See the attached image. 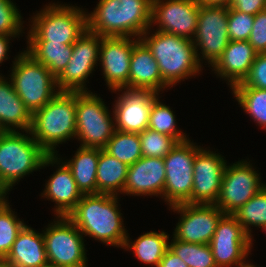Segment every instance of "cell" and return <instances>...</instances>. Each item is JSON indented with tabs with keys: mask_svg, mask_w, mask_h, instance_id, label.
Wrapping results in <instances>:
<instances>
[{
	"mask_svg": "<svg viewBox=\"0 0 266 267\" xmlns=\"http://www.w3.org/2000/svg\"><path fill=\"white\" fill-rule=\"evenodd\" d=\"M117 200V196L109 194L83 195L67 217L85 236L123 248L129 235Z\"/></svg>",
	"mask_w": 266,
	"mask_h": 267,
	"instance_id": "6da1fadb",
	"label": "cell"
},
{
	"mask_svg": "<svg viewBox=\"0 0 266 267\" xmlns=\"http://www.w3.org/2000/svg\"><path fill=\"white\" fill-rule=\"evenodd\" d=\"M152 0H99L87 29L102 37H136L151 26Z\"/></svg>",
	"mask_w": 266,
	"mask_h": 267,
	"instance_id": "7a4b0ae2",
	"label": "cell"
},
{
	"mask_svg": "<svg viewBox=\"0 0 266 267\" xmlns=\"http://www.w3.org/2000/svg\"><path fill=\"white\" fill-rule=\"evenodd\" d=\"M29 131L49 155L57 154L56 145L76 137V92L59 91L32 114Z\"/></svg>",
	"mask_w": 266,
	"mask_h": 267,
	"instance_id": "3957f363",
	"label": "cell"
},
{
	"mask_svg": "<svg viewBox=\"0 0 266 267\" xmlns=\"http://www.w3.org/2000/svg\"><path fill=\"white\" fill-rule=\"evenodd\" d=\"M150 30L147 29L140 39L152 52L162 79L170 88L201 71L203 65L198 63L192 40L158 30L150 34Z\"/></svg>",
	"mask_w": 266,
	"mask_h": 267,
	"instance_id": "277c9868",
	"label": "cell"
},
{
	"mask_svg": "<svg viewBox=\"0 0 266 267\" xmlns=\"http://www.w3.org/2000/svg\"><path fill=\"white\" fill-rule=\"evenodd\" d=\"M25 133L4 131L0 135V182L9 191L24 176L43 169V161L49 155L30 131Z\"/></svg>",
	"mask_w": 266,
	"mask_h": 267,
	"instance_id": "5b68a950",
	"label": "cell"
},
{
	"mask_svg": "<svg viewBox=\"0 0 266 267\" xmlns=\"http://www.w3.org/2000/svg\"><path fill=\"white\" fill-rule=\"evenodd\" d=\"M27 41L74 44L87 29V14L82 8L51 3L33 16Z\"/></svg>",
	"mask_w": 266,
	"mask_h": 267,
	"instance_id": "8992f818",
	"label": "cell"
},
{
	"mask_svg": "<svg viewBox=\"0 0 266 267\" xmlns=\"http://www.w3.org/2000/svg\"><path fill=\"white\" fill-rule=\"evenodd\" d=\"M11 72L13 88L31 114L59 92L56 77L25 51L16 56Z\"/></svg>",
	"mask_w": 266,
	"mask_h": 267,
	"instance_id": "52a82bcc",
	"label": "cell"
},
{
	"mask_svg": "<svg viewBox=\"0 0 266 267\" xmlns=\"http://www.w3.org/2000/svg\"><path fill=\"white\" fill-rule=\"evenodd\" d=\"M103 99L91 91L76 92V139L85 148L104 149L115 131Z\"/></svg>",
	"mask_w": 266,
	"mask_h": 267,
	"instance_id": "ba28073f",
	"label": "cell"
},
{
	"mask_svg": "<svg viewBox=\"0 0 266 267\" xmlns=\"http://www.w3.org/2000/svg\"><path fill=\"white\" fill-rule=\"evenodd\" d=\"M56 218L42 233L48 262L57 267H88L83 234L67 216Z\"/></svg>",
	"mask_w": 266,
	"mask_h": 267,
	"instance_id": "9c48e42d",
	"label": "cell"
},
{
	"mask_svg": "<svg viewBox=\"0 0 266 267\" xmlns=\"http://www.w3.org/2000/svg\"><path fill=\"white\" fill-rule=\"evenodd\" d=\"M201 148L187 139L178 142L164 157L166 178L162 198L170 207L182 203L191 204L193 163Z\"/></svg>",
	"mask_w": 266,
	"mask_h": 267,
	"instance_id": "30bf717a",
	"label": "cell"
},
{
	"mask_svg": "<svg viewBox=\"0 0 266 267\" xmlns=\"http://www.w3.org/2000/svg\"><path fill=\"white\" fill-rule=\"evenodd\" d=\"M192 41L198 63L201 65V62L205 59L213 67L230 42L228 7L200 5L197 30ZM199 50H201L202 55L198 53Z\"/></svg>",
	"mask_w": 266,
	"mask_h": 267,
	"instance_id": "8fae6325",
	"label": "cell"
},
{
	"mask_svg": "<svg viewBox=\"0 0 266 267\" xmlns=\"http://www.w3.org/2000/svg\"><path fill=\"white\" fill-rule=\"evenodd\" d=\"M101 36L88 29L75 41L67 66L56 77L59 91L87 92L88 76L99 61Z\"/></svg>",
	"mask_w": 266,
	"mask_h": 267,
	"instance_id": "7c38bea8",
	"label": "cell"
},
{
	"mask_svg": "<svg viewBox=\"0 0 266 267\" xmlns=\"http://www.w3.org/2000/svg\"><path fill=\"white\" fill-rule=\"evenodd\" d=\"M259 175L250 161L241 160L229 166L226 164L215 205L224 214L232 215L266 186V183L260 182Z\"/></svg>",
	"mask_w": 266,
	"mask_h": 267,
	"instance_id": "4fadbf2b",
	"label": "cell"
},
{
	"mask_svg": "<svg viewBox=\"0 0 266 267\" xmlns=\"http://www.w3.org/2000/svg\"><path fill=\"white\" fill-rule=\"evenodd\" d=\"M252 239L231 214H224L217 223L209 246L217 267L240 266L246 263Z\"/></svg>",
	"mask_w": 266,
	"mask_h": 267,
	"instance_id": "5bb4252c",
	"label": "cell"
},
{
	"mask_svg": "<svg viewBox=\"0 0 266 267\" xmlns=\"http://www.w3.org/2000/svg\"><path fill=\"white\" fill-rule=\"evenodd\" d=\"M170 208L181 214L173 237L187 243L209 244L218 221L224 215L215 204L182 203Z\"/></svg>",
	"mask_w": 266,
	"mask_h": 267,
	"instance_id": "9a60e30c",
	"label": "cell"
},
{
	"mask_svg": "<svg viewBox=\"0 0 266 267\" xmlns=\"http://www.w3.org/2000/svg\"><path fill=\"white\" fill-rule=\"evenodd\" d=\"M200 4L197 0H152L151 25L158 31L192 40Z\"/></svg>",
	"mask_w": 266,
	"mask_h": 267,
	"instance_id": "2e32d148",
	"label": "cell"
},
{
	"mask_svg": "<svg viewBox=\"0 0 266 267\" xmlns=\"http://www.w3.org/2000/svg\"><path fill=\"white\" fill-rule=\"evenodd\" d=\"M123 91L115 100L114 122L115 130L141 133L148 128L150 110L154 99L159 95L152 89L141 88H117L116 91Z\"/></svg>",
	"mask_w": 266,
	"mask_h": 267,
	"instance_id": "e0dca14e",
	"label": "cell"
},
{
	"mask_svg": "<svg viewBox=\"0 0 266 267\" xmlns=\"http://www.w3.org/2000/svg\"><path fill=\"white\" fill-rule=\"evenodd\" d=\"M222 155L201 148L193 163L191 204H215L219 198L221 181L226 167Z\"/></svg>",
	"mask_w": 266,
	"mask_h": 267,
	"instance_id": "ac0fdd59",
	"label": "cell"
},
{
	"mask_svg": "<svg viewBox=\"0 0 266 267\" xmlns=\"http://www.w3.org/2000/svg\"><path fill=\"white\" fill-rule=\"evenodd\" d=\"M134 47L132 37H102L99 62L107 86L114 92L117 88H129V69Z\"/></svg>",
	"mask_w": 266,
	"mask_h": 267,
	"instance_id": "d6986e66",
	"label": "cell"
},
{
	"mask_svg": "<svg viewBox=\"0 0 266 267\" xmlns=\"http://www.w3.org/2000/svg\"><path fill=\"white\" fill-rule=\"evenodd\" d=\"M57 155L58 153L48 155L43 161V167L51 164V166L62 164L58 165L56 172L49 177L50 179L46 182L45 190L41 196L56 203L54 208L56 216H67L76 207L83 194L78 189L70 169L64 162H60L61 159Z\"/></svg>",
	"mask_w": 266,
	"mask_h": 267,
	"instance_id": "ffe728a7",
	"label": "cell"
},
{
	"mask_svg": "<svg viewBox=\"0 0 266 267\" xmlns=\"http://www.w3.org/2000/svg\"><path fill=\"white\" fill-rule=\"evenodd\" d=\"M165 178L164 158L142 157L129 166L123 194L162 197Z\"/></svg>",
	"mask_w": 266,
	"mask_h": 267,
	"instance_id": "44dd1931",
	"label": "cell"
},
{
	"mask_svg": "<svg viewBox=\"0 0 266 267\" xmlns=\"http://www.w3.org/2000/svg\"><path fill=\"white\" fill-rule=\"evenodd\" d=\"M170 87L159 71L158 63L147 45L140 39L134 38L129 69V88L152 89L156 93Z\"/></svg>",
	"mask_w": 266,
	"mask_h": 267,
	"instance_id": "7402d4cb",
	"label": "cell"
},
{
	"mask_svg": "<svg viewBox=\"0 0 266 267\" xmlns=\"http://www.w3.org/2000/svg\"><path fill=\"white\" fill-rule=\"evenodd\" d=\"M256 55L257 52L248 41L230 40L222 56L212 67V71L227 80L232 88L248 75Z\"/></svg>",
	"mask_w": 266,
	"mask_h": 267,
	"instance_id": "603a6c76",
	"label": "cell"
},
{
	"mask_svg": "<svg viewBox=\"0 0 266 267\" xmlns=\"http://www.w3.org/2000/svg\"><path fill=\"white\" fill-rule=\"evenodd\" d=\"M4 262L8 267H39L48 263L43 234L25 225Z\"/></svg>",
	"mask_w": 266,
	"mask_h": 267,
	"instance_id": "cb8c5ba5",
	"label": "cell"
},
{
	"mask_svg": "<svg viewBox=\"0 0 266 267\" xmlns=\"http://www.w3.org/2000/svg\"><path fill=\"white\" fill-rule=\"evenodd\" d=\"M7 80L0 75V126L4 131L18 129L24 133L31 128L32 114L17 95L11 80Z\"/></svg>",
	"mask_w": 266,
	"mask_h": 267,
	"instance_id": "d4e9b609",
	"label": "cell"
},
{
	"mask_svg": "<svg viewBox=\"0 0 266 267\" xmlns=\"http://www.w3.org/2000/svg\"><path fill=\"white\" fill-rule=\"evenodd\" d=\"M73 157L63 162L70 169L78 189L83 195L97 194L96 175L99 148L79 146Z\"/></svg>",
	"mask_w": 266,
	"mask_h": 267,
	"instance_id": "484cf974",
	"label": "cell"
},
{
	"mask_svg": "<svg viewBox=\"0 0 266 267\" xmlns=\"http://www.w3.org/2000/svg\"><path fill=\"white\" fill-rule=\"evenodd\" d=\"M129 166L99 149L97 164V194L118 196L123 193Z\"/></svg>",
	"mask_w": 266,
	"mask_h": 267,
	"instance_id": "4316f807",
	"label": "cell"
},
{
	"mask_svg": "<svg viewBox=\"0 0 266 267\" xmlns=\"http://www.w3.org/2000/svg\"><path fill=\"white\" fill-rule=\"evenodd\" d=\"M27 44L24 51L47 67L55 77L67 66L73 51V44L51 41H27Z\"/></svg>",
	"mask_w": 266,
	"mask_h": 267,
	"instance_id": "83f0119b",
	"label": "cell"
},
{
	"mask_svg": "<svg viewBox=\"0 0 266 267\" xmlns=\"http://www.w3.org/2000/svg\"><path fill=\"white\" fill-rule=\"evenodd\" d=\"M129 238L127 236L123 249H132L138 260L155 267L169 249V235L164 231L142 234L134 242H130Z\"/></svg>",
	"mask_w": 266,
	"mask_h": 267,
	"instance_id": "f1b7e54d",
	"label": "cell"
},
{
	"mask_svg": "<svg viewBox=\"0 0 266 267\" xmlns=\"http://www.w3.org/2000/svg\"><path fill=\"white\" fill-rule=\"evenodd\" d=\"M104 150L128 166L143 157L138 133L115 130Z\"/></svg>",
	"mask_w": 266,
	"mask_h": 267,
	"instance_id": "f546056e",
	"label": "cell"
},
{
	"mask_svg": "<svg viewBox=\"0 0 266 267\" xmlns=\"http://www.w3.org/2000/svg\"><path fill=\"white\" fill-rule=\"evenodd\" d=\"M238 104L256 123L266 129V89L243 87L237 83L232 88Z\"/></svg>",
	"mask_w": 266,
	"mask_h": 267,
	"instance_id": "4dcf8cb0",
	"label": "cell"
},
{
	"mask_svg": "<svg viewBox=\"0 0 266 267\" xmlns=\"http://www.w3.org/2000/svg\"><path fill=\"white\" fill-rule=\"evenodd\" d=\"M252 238L251 226H266V186L232 214ZM250 226V227H249Z\"/></svg>",
	"mask_w": 266,
	"mask_h": 267,
	"instance_id": "1f68e13d",
	"label": "cell"
},
{
	"mask_svg": "<svg viewBox=\"0 0 266 267\" xmlns=\"http://www.w3.org/2000/svg\"><path fill=\"white\" fill-rule=\"evenodd\" d=\"M169 249L189 267H217L209 244L187 243L173 237Z\"/></svg>",
	"mask_w": 266,
	"mask_h": 267,
	"instance_id": "d6a6232c",
	"label": "cell"
},
{
	"mask_svg": "<svg viewBox=\"0 0 266 267\" xmlns=\"http://www.w3.org/2000/svg\"><path fill=\"white\" fill-rule=\"evenodd\" d=\"M175 117L173 110L160 102L157 96L150 110L148 128L171 136L177 142L185 141L188 139V136L179 129L177 130Z\"/></svg>",
	"mask_w": 266,
	"mask_h": 267,
	"instance_id": "836d02e7",
	"label": "cell"
},
{
	"mask_svg": "<svg viewBox=\"0 0 266 267\" xmlns=\"http://www.w3.org/2000/svg\"><path fill=\"white\" fill-rule=\"evenodd\" d=\"M25 225L23 220L17 219L9 203L0 209V259L6 258L19 232Z\"/></svg>",
	"mask_w": 266,
	"mask_h": 267,
	"instance_id": "e575fe53",
	"label": "cell"
},
{
	"mask_svg": "<svg viewBox=\"0 0 266 267\" xmlns=\"http://www.w3.org/2000/svg\"><path fill=\"white\" fill-rule=\"evenodd\" d=\"M143 157L164 158L178 143L173 137L152 129L139 133Z\"/></svg>",
	"mask_w": 266,
	"mask_h": 267,
	"instance_id": "d590c367",
	"label": "cell"
},
{
	"mask_svg": "<svg viewBox=\"0 0 266 267\" xmlns=\"http://www.w3.org/2000/svg\"><path fill=\"white\" fill-rule=\"evenodd\" d=\"M21 13L11 0H0V35H19L23 32Z\"/></svg>",
	"mask_w": 266,
	"mask_h": 267,
	"instance_id": "8d00e7d4",
	"label": "cell"
},
{
	"mask_svg": "<svg viewBox=\"0 0 266 267\" xmlns=\"http://www.w3.org/2000/svg\"><path fill=\"white\" fill-rule=\"evenodd\" d=\"M254 15L236 11L228 7V34L232 41H248Z\"/></svg>",
	"mask_w": 266,
	"mask_h": 267,
	"instance_id": "74e56055",
	"label": "cell"
},
{
	"mask_svg": "<svg viewBox=\"0 0 266 267\" xmlns=\"http://www.w3.org/2000/svg\"><path fill=\"white\" fill-rule=\"evenodd\" d=\"M240 84L243 87L266 89V53H257L248 75Z\"/></svg>",
	"mask_w": 266,
	"mask_h": 267,
	"instance_id": "f35d334b",
	"label": "cell"
},
{
	"mask_svg": "<svg viewBox=\"0 0 266 267\" xmlns=\"http://www.w3.org/2000/svg\"><path fill=\"white\" fill-rule=\"evenodd\" d=\"M248 42L257 53H266V9L254 16Z\"/></svg>",
	"mask_w": 266,
	"mask_h": 267,
	"instance_id": "ab89813d",
	"label": "cell"
},
{
	"mask_svg": "<svg viewBox=\"0 0 266 267\" xmlns=\"http://www.w3.org/2000/svg\"><path fill=\"white\" fill-rule=\"evenodd\" d=\"M229 7L249 15H256L266 9V0H231Z\"/></svg>",
	"mask_w": 266,
	"mask_h": 267,
	"instance_id": "60d3db41",
	"label": "cell"
},
{
	"mask_svg": "<svg viewBox=\"0 0 266 267\" xmlns=\"http://www.w3.org/2000/svg\"><path fill=\"white\" fill-rule=\"evenodd\" d=\"M157 267H189L179 256L168 249Z\"/></svg>",
	"mask_w": 266,
	"mask_h": 267,
	"instance_id": "b9f144b4",
	"label": "cell"
},
{
	"mask_svg": "<svg viewBox=\"0 0 266 267\" xmlns=\"http://www.w3.org/2000/svg\"><path fill=\"white\" fill-rule=\"evenodd\" d=\"M17 36L18 35H0V64L8 59L7 52H9V41L11 40V37L15 38Z\"/></svg>",
	"mask_w": 266,
	"mask_h": 267,
	"instance_id": "7bdbcfd3",
	"label": "cell"
},
{
	"mask_svg": "<svg viewBox=\"0 0 266 267\" xmlns=\"http://www.w3.org/2000/svg\"><path fill=\"white\" fill-rule=\"evenodd\" d=\"M200 5L229 7L231 0H197Z\"/></svg>",
	"mask_w": 266,
	"mask_h": 267,
	"instance_id": "ee69618b",
	"label": "cell"
},
{
	"mask_svg": "<svg viewBox=\"0 0 266 267\" xmlns=\"http://www.w3.org/2000/svg\"><path fill=\"white\" fill-rule=\"evenodd\" d=\"M8 192L9 190L2 183H0V209L8 203L5 197Z\"/></svg>",
	"mask_w": 266,
	"mask_h": 267,
	"instance_id": "f6af8a7d",
	"label": "cell"
},
{
	"mask_svg": "<svg viewBox=\"0 0 266 267\" xmlns=\"http://www.w3.org/2000/svg\"><path fill=\"white\" fill-rule=\"evenodd\" d=\"M238 267H256L255 265H252V263L251 264H248L247 262L246 263H244V264H242V265H240V266H238Z\"/></svg>",
	"mask_w": 266,
	"mask_h": 267,
	"instance_id": "bcb514c9",
	"label": "cell"
},
{
	"mask_svg": "<svg viewBox=\"0 0 266 267\" xmlns=\"http://www.w3.org/2000/svg\"><path fill=\"white\" fill-rule=\"evenodd\" d=\"M39 267H57V266H55V265H53L52 263H46V264H44V265H41V266H39Z\"/></svg>",
	"mask_w": 266,
	"mask_h": 267,
	"instance_id": "7dc6e473",
	"label": "cell"
},
{
	"mask_svg": "<svg viewBox=\"0 0 266 267\" xmlns=\"http://www.w3.org/2000/svg\"><path fill=\"white\" fill-rule=\"evenodd\" d=\"M0 267H8L2 259H0Z\"/></svg>",
	"mask_w": 266,
	"mask_h": 267,
	"instance_id": "c3c4849f",
	"label": "cell"
},
{
	"mask_svg": "<svg viewBox=\"0 0 266 267\" xmlns=\"http://www.w3.org/2000/svg\"><path fill=\"white\" fill-rule=\"evenodd\" d=\"M4 132V130L2 129V127L0 126V135Z\"/></svg>",
	"mask_w": 266,
	"mask_h": 267,
	"instance_id": "681fc988",
	"label": "cell"
}]
</instances>
